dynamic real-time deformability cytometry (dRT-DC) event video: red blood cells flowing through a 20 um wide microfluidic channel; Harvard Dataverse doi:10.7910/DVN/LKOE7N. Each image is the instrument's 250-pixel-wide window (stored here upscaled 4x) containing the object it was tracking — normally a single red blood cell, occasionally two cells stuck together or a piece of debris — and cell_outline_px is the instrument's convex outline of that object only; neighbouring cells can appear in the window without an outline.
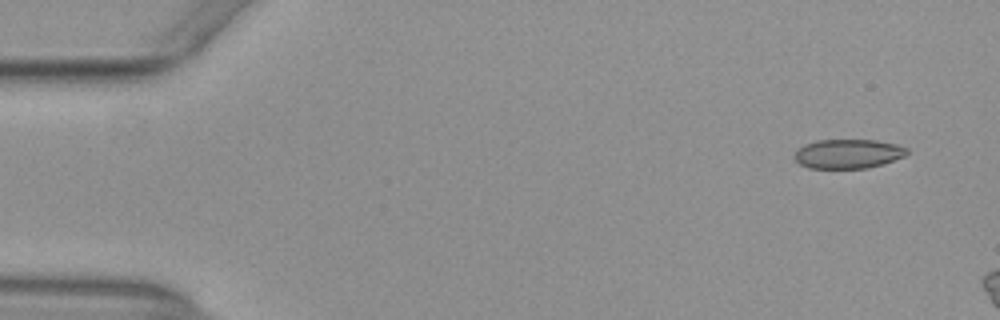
{"species": "common noctule bat (a hibernating species)", "species_latin": "Nyctalus noctula", "temperature_condition": "warm", "stored_images_in_passage": 10, "camera_frame_rate_fps": 3000, "um_per_image_px": 0.085, "animal": {"sex": "female", "body_mass_g": 29.2, "forearm_length_mm": 56.3}, "frame": {"image": 1, "passage_image": 4, "time_ms": 1.0, "image_size_px": [1000, 320], "cell_outline_px": [[908, 152], [904, 156], [884, 164], [868, 168], [808, 168], [800, 164], [792, 156], [804, 144], [816, 140], [876, 140], [900, 144], [908, 148]], "centroid_in_image_um": [72.11, 13.07], "position_along_channel_um": 12.9, "area_um2": 19.36}}